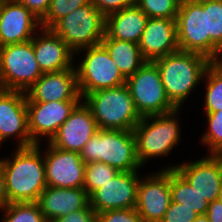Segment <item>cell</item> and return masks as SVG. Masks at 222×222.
<instances>
[{"label":"cell","instance_id":"obj_1","mask_svg":"<svg viewBox=\"0 0 222 222\" xmlns=\"http://www.w3.org/2000/svg\"><path fill=\"white\" fill-rule=\"evenodd\" d=\"M0 160L8 203L37 202L47 187L42 150L37 146L13 148Z\"/></svg>","mask_w":222,"mask_h":222},{"label":"cell","instance_id":"obj_2","mask_svg":"<svg viewBox=\"0 0 222 222\" xmlns=\"http://www.w3.org/2000/svg\"><path fill=\"white\" fill-rule=\"evenodd\" d=\"M153 62L167 98L176 109H182L193 92L203 86L206 69L212 61L199 53L178 50Z\"/></svg>","mask_w":222,"mask_h":222},{"label":"cell","instance_id":"obj_3","mask_svg":"<svg viewBox=\"0 0 222 222\" xmlns=\"http://www.w3.org/2000/svg\"><path fill=\"white\" fill-rule=\"evenodd\" d=\"M182 110L175 109L165 114L141 117L133 133L137 158L142 167H146L152 160L169 157L181 144L184 127L180 121Z\"/></svg>","mask_w":222,"mask_h":222},{"label":"cell","instance_id":"obj_4","mask_svg":"<svg viewBox=\"0 0 222 222\" xmlns=\"http://www.w3.org/2000/svg\"><path fill=\"white\" fill-rule=\"evenodd\" d=\"M79 154L85 164L99 161L119 172L143 168L137 158L133 130L98 129Z\"/></svg>","mask_w":222,"mask_h":222},{"label":"cell","instance_id":"obj_5","mask_svg":"<svg viewBox=\"0 0 222 222\" xmlns=\"http://www.w3.org/2000/svg\"><path fill=\"white\" fill-rule=\"evenodd\" d=\"M82 101L91 110L98 129L133 130L141 119L126 84L88 93Z\"/></svg>","mask_w":222,"mask_h":222},{"label":"cell","instance_id":"obj_6","mask_svg":"<svg viewBox=\"0 0 222 222\" xmlns=\"http://www.w3.org/2000/svg\"><path fill=\"white\" fill-rule=\"evenodd\" d=\"M74 67L82 98L97 90L126 84V78L121 74L102 44L75 52Z\"/></svg>","mask_w":222,"mask_h":222},{"label":"cell","instance_id":"obj_7","mask_svg":"<svg viewBox=\"0 0 222 222\" xmlns=\"http://www.w3.org/2000/svg\"><path fill=\"white\" fill-rule=\"evenodd\" d=\"M50 29L75 53L101 44L105 35V16L91 3L75 9Z\"/></svg>","mask_w":222,"mask_h":222},{"label":"cell","instance_id":"obj_8","mask_svg":"<svg viewBox=\"0 0 222 222\" xmlns=\"http://www.w3.org/2000/svg\"><path fill=\"white\" fill-rule=\"evenodd\" d=\"M42 75L32 40L0 47V89L27 92Z\"/></svg>","mask_w":222,"mask_h":222},{"label":"cell","instance_id":"obj_9","mask_svg":"<svg viewBox=\"0 0 222 222\" xmlns=\"http://www.w3.org/2000/svg\"><path fill=\"white\" fill-rule=\"evenodd\" d=\"M135 109L140 117L165 114L176 108L166 96L156 64L146 61L126 79Z\"/></svg>","mask_w":222,"mask_h":222},{"label":"cell","instance_id":"obj_10","mask_svg":"<svg viewBox=\"0 0 222 222\" xmlns=\"http://www.w3.org/2000/svg\"><path fill=\"white\" fill-rule=\"evenodd\" d=\"M179 50L195 52L209 59L206 0H182L176 16Z\"/></svg>","mask_w":222,"mask_h":222},{"label":"cell","instance_id":"obj_11","mask_svg":"<svg viewBox=\"0 0 222 222\" xmlns=\"http://www.w3.org/2000/svg\"><path fill=\"white\" fill-rule=\"evenodd\" d=\"M7 141L11 148L35 145L28 129L26 92L0 89V147Z\"/></svg>","mask_w":222,"mask_h":222},{"label":"cell","instance_id":"obj_12","mask_svg":"<svg viewBox=\"0 0 222 222\" xmlns=\"http://www.w3.org/2000/svg\"><path fill=\"white\" fill-rule=\"evenodd\" d=\"M144 175L139 180L135 209L143 222H161L172 201L170 169L159 168Z\"/></svg>","mask_w":222,"mask_h":222},{"label":"cell","instance_id":"obj_13","mask_svg":"<svg viewBox=\"0 0 222 222\" xmlns=\"http://www.w3.org/2000/svg\"><path fill=\"white\" fill-rule=\"evenodd\" d=\"M165 164L161 169H175L209 203L218 199L222 181V155Z\"/></svg>","mask_w":222,"mask_h":222},{"label":"cell","instance_id":"obj_14","mask_svg":"<svg viewBox=\"0 0 222 222\" xmlns=\"http://www.w3.org/2000/svg\"><path fill=\"white\" fill-rule=\"evenodd\" d=\"M37 146L43 152L47 186L83 188L86 164L78 152L58 149L49 142Z\"/></svg>","mask_w":222,"mask_h":222},{"label":"cell","instance_id":"obj_15","mask_svg":"<svg viewBox=\"0 0 222 222\" xmlns=\"http://www.w3.org/2000/svg\"><path fill=\"white\" fill-rule=\"evenodd\" d=\"M138 171L119 172L89 196V205L97 213L135 208L141 175Z\"/></svg>","mask_w":222,"mask_h":222},{"label":"cell","instance_id":"obj_16","mask_svg":"<svg viewBox=\"0 0 222 222\" xmlns=\"http://www.w3.org/2000/svg\"><path fill=\"white\" fill-rule=\"evenodd\" d=\"M81 102L52 101L27 103L28 129L33 143L38 145L50 142L60 126Z\"/></svg>","mask_w":222,"mask_h":222},{"label":"cell","instance_id":"obj_17","mask_svg":"<svg viewBox=\"0 0 222 222\" xmlns=\"http://www.w3.org/2000/svg\"><path fill=\"white\" fill-rule=\"evenodd\" d=\"M41 22L17 0L0 3V47L31 41L41 29Z\"/></svg>","mask_w":222,"mask_h":222},{"label":"cell","instance_id":"obj_18","mask_svg":"<svg viewBox=\"0 0 222 222\" xmlns=\"http://www.w3.org/2000/svg\"><path fill=\"white\" fill-rule=\"evenodd\" d=\"M27 103L82 101L75 67L43 75L27 90Z\"/></svg>","mask_w":222,"mask_h":222},{"label":"cell","instance_id":"obj_19","mask_svg":"<svg viewBox=\"0 0 222 222\" xmlns=\"http://www.w3.org/2000/svg\"><path fill=\"white\" fill-rule=\"evenodd\" d=\"M97 130L91 110L82 101L49 143L58 149L80 153Z\"/></svg>","mask_w":222,"mask_h":222},{"label":"cell","instance_id":"obj_20","mask_svg":"<svg viewBox=\"0 0 222 222\" xmlns=\"http://www.w3.org/2000/svg\"><path fill=\"white\" fill-rule=\"evenodd\" d=\"M32 44L42 73L74 67V52L51 29L41 28L33 37Z\"/></svg>","mask_w":222,"mask_h":222},{"label":"cell","instance_id":"obj_21","mask_svg":"<svg viewBox=\"0 0 222 222\" xmlns=\"http://www.w3.org/2000/svg\"><path fill=\"white\" fill-rule=\"evenodd\" d=\"M138 46L151 62L178 51L176 19L148 18Z\"/></svg>","mask_w":222,"mask_h":222},{"label":"cell","instance_id":"obj_22","mask_svg":"<svg viewBox=\"0 0 222 222\" xmlns=\"http://www.w3.org/2000/svg\"><path fill=\"white\" fill-rule=\"evenodd\" d=\"M46 222L84 209L89 205V196L83 188H60L47 186L36 202Z\"/></svg>","mask_w":222,"mask_h":222},{"label":"cell","instance_id":"obj_23","mask_svg":"<svg viewBox=\"0 0 222 222\" xmlns=\"http://www.w3.org/2000/svg\"><path fill=\"white\" fill-rule=\"evenodd\" d=\"M148 17L136 5L126 7L105 17V35L103 38L139 43Z\"/></svg>","mask_w":222,"mask_h":222},{"label":"cell","instance_id":"obj_24","mask_svg":"<svg viewBox=\"0 0 222 222\" xmlns=\"http://www.w3.org/2000/svg\"><path fill=\"white\" fill-rule=\"evenodd\" d=\"M101 44L109 52L115 65L126 79L132 76L146 62L137 43L103 38Z\"/></svg>","mask_w":222,"mask_h":222},{"label":"cell","instance_id":"obj_25","mask_svg":"<svg viewBox=\"0 0 222 222\" xmlns=\"http://www.w3.org/2000/svg\"><path fill=\"white\" fill-rule=\"evenodd\" d=\"M170 191L173 202L193 209L198 215L207 213L209 202L175 169H170Z\"/></svg>","mask_w":222,"mask_h":222},{"label":"cell","instance_id":"obj_26","mask_svg":"<svg viewBox=\"0 0 222 222\" xmlns=\"http://www.w3.org/2000/svg\"><path fill=\"white\" fill-rule=\"evenodd\" d=\"M204 99L202 113L222 110V61H212L207 67L203 81Z\"/></svg>","mask_w":222,"mask_h":222},{"label":"cell","instance_id":"obj_27","mask_svg":"<svg viewBox=\"0 0 222 222\" xmlns=\"http://www.w3.org/2000/svg\"><path fill=\"white\" fill-rule=\"evenodd\" d=\"M209 59L222 61V0H206Z\"/></svg>","mask_w":222,"mask_h":222},{"label":"cell","instance_id":"obj_28","mask_svg":"<svg viewBox=\"0 0 222 222\" xmlns=\"http://www.w3.org/2000/svg\"><path fill=\"white\" fill-rule=\"evenodd\" d=\"M203 114L207 126L198 142L206 147V154L222 155V110Z\"/></svg>","mask_w":222,"mask_h":222},{"label":"cell","instance_id":"obj_29","mask_svg":"<svg viewBox=\"0 0 222 222\" xmlns=\"http://www.w3.org/2000/svg\"><path fill=\"white\" fill-rule=\"evenodd\" d=\"M0 212V222H46L36 202L7 203Z\"/></svg>","mask_w":222,"mask_h":222},{"label":"cell","instance_id":"obj_30","mask_svg":"<svg viewBox=\"0 0 222 222\" xmlns=\"http://www.w3.org/2000/svg\"><path fill=\"white\" fill-rule=\"evenodd\" d=\"M118 173L116 168L99 161L86 164L83 189L90 196Z\"/></svg>","mask_w":222,"mask_h":222},{"label":"cell","instance_id":"obj_31","mask_svg":"<svg viewBox=\"0 0 222 222\" xmlns=\"http://www.w3.org/2000/svg\"><path fill=\"white\" fill-rule=\"evenodd\" d=\"M91 3L92 0H52L46 15L40 20L41 27L50 29L57 21L75 9Z\"/></svg>","mask_w":222,"mask_h":222},{"label":"cell","instance_id":"obj_32","mask_svg":"<svg viewBox=\"0 0 222 222\" xmlns=\"http://www.w3.org/2000/svg\"><path fill=\"white\" fill-rule=\"evenodd\" d=\"M180 0H136V5L148 18L176 19Z\"/></svg>","mask_w":222,"mask_h":222},{"label":"cell","instance_id":"obj_33","mask_svg":"<svg viewBox=\"0 0 222 222\" xmlns=\"http://www.w3.org/2000/svg\"><path fill=\"white\" fill-rule=\"evenodd\" d=\"M100 222H143L135 208L107 210L97 213Z\"/></svg>","mask_w":222,"mask_h":222},{"label":"cell","instance_id":"obj_34","mask_svg":"<svg viewBox=\"0 0 222 222\" xmlns=\"http://www.w3.org/2000/svg\"><path fill=\"white\" fill-rule=\"evenodd\" d=\"M197 216L193 209L171 201L161 222H193Z\"/></svg>","mask_w":222,"mask_h":222},{"label":"cell","instance_id":"obj_35","mask_svg":"<svg viewBox=\"0 0 222 222\" xmlns=\"http://www.w3.org/2000/svg\"><path fill=\"white\" fill-rule=\"evenodd\" d=\"M92 3L106 17L136 4V0H92Z\"/></svg>","mask_w":222,"mask_h":222},{"label":"cell","instance_id":"obj_36","mask_svg":"<svg viewBox=\"0 0 222 222\" xmlns=\"http://www.w3.org/2000/svg\"><path fill=\"white\" fill-rule=\"evenodd\" d=\"M97 217L94 209L88 205L86 208L72 212L69 215L56 218L51 222H92Z\"/></svg>","mask_w":222,"mask_h":222},{"label":"cell","instance_id":"obj_37","mask_svg":"<svg viewBox=\"0 0 222 222\" xmlns=\"http://www.w3.org/2000/svg\"><path fill=\"white\" fill-rule=\"evenodd\" d=\"M40 20L46 15L52 0H17Z\"/></svg>","mask_w":222,"mask_h":222},{"label":"cell","instance_id":"obj_38","mask_svg":"<svg viewBox=\"0 0 222 222\" xmlns=\"http://www.w3.org/2000/svg\"><path fill=\"white\" fill-rule=\"evenodd\" d=\"M206 215L209 222H222V203L218 199L210 202Z\"/></svg>","mask_w":222,"mask_h":222},{"label":"cell","instance_id":"obj_39","mask_svg":"<svg viewBox=\"0 0 222 222\" xmlns=\"http://www.w3.org/2000/svg\"><path fill=\"white\" fill-rule=\"evenodd\" d=\"M8 203L5 193L4 172L0 160V210Z\"/></svg>","mask_w":222,"mask_h":222},{"label":"cell","instance_id":"obj_40","mask_svg":"<svg viewBox=\"0 0 222 222\" xmlns=\"http://www.w3.org/2000/svg\"><path fill=\"white\" fill-rule=\"evenodd\" d=\"M193 222H209V219L206 214H203V215H198Z\"/></svg>","mask_w":222,"mask_h":222},{"label":"cell","instance_id":"obj_41","mask_svg":"<svg viewBox=\"0 0 222 222\" xmlns=\"http://www.w3.org/2000/svg\"><path fill=\"white\" fill-rule=\"evenodd\" d=\"M218 200L222 203V181H221L220 192H219V195H218Z\"/></svg>","mask_w":222,"mask_h":222},{"label":"cell","instance_id":"obj_42","mask_svg":"<svg viewBox=\"0 0 222 222\" xmlns=\"http://www.w3.org/2000/svg\"><path fill=\"white\" fill-rule=\"evenodd\" d=\"M92 222H100V221H99L98 218L96 217Z\"/></svg>","mask_w":222,"mask_h":222}]
</instances>
